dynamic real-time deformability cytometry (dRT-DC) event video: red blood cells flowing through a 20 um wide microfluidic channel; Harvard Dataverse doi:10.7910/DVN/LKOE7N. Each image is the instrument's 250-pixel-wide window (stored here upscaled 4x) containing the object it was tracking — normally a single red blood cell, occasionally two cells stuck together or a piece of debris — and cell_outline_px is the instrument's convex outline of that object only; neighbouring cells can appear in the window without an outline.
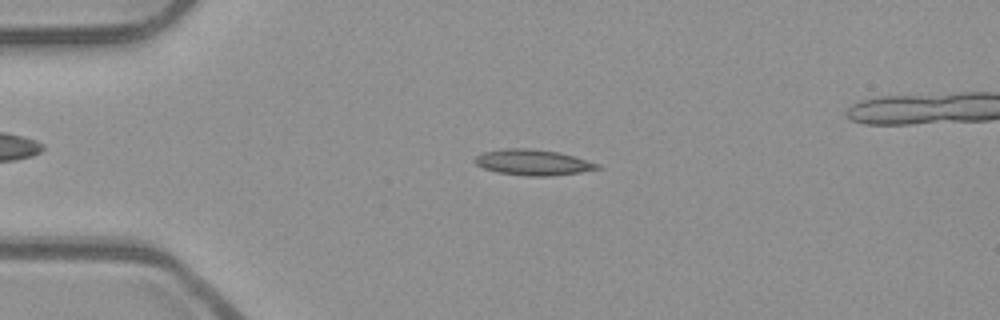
{"species": "common noctule bat (a hibernating species)", "species_latin": "Nyctalus noctula", "temperature_condition": "room temperature", "stored_images_in_passage": 46, "camera_frame_rate_fps": 3000, "um_per_image_px": 0.085, "animal": {"sex": "male", "body_mass_g": 23.1, "forearm_length_mm": 52.7}, "frame": {"image": 1, "passage_image": 8, "time_ms": 2.333, "image_size_px": [1000, 320], "cell_outline_px": [[604, 168], [580, 172], [552, 176], [528, 176], [496, 172], [484, 168], [476, 164], [472, 160], [476, 156], [484, 152], [504, 148], [532, 148], [560, 152], [600, 164]], "centroid_in_image_um": [45.32, 13.8], "position_along_channel_um": 39.7, "area_um2": 18.55}}
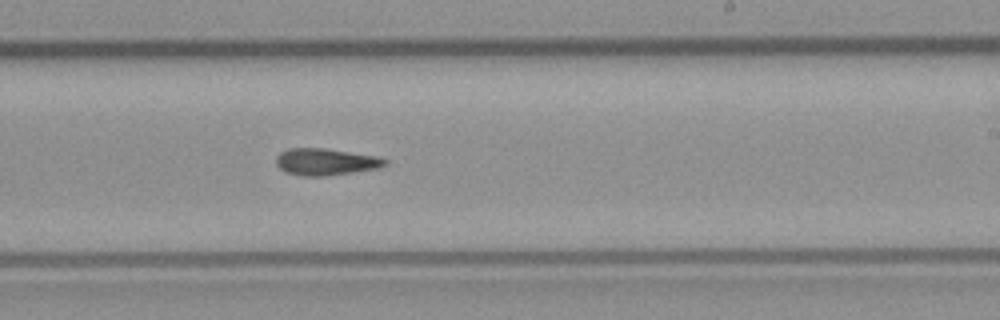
{"frame": {"image": 2, "passage_image": 27, "time_ms": 8.667, "image_size_px": [1000, 320], "cell_outline_px": [[388, 164], [376, 168], [352, 172], [324, 176], [304, 176], [284, 172], [276, 164], [276, 156], [280, 152], [288, 148], [324, 148], [376, 156], [388, 160]], "centroid_in_image_um": [27.64, 13.75], "position_along_channel_um": 261.4, "area_um2": 16.94}}
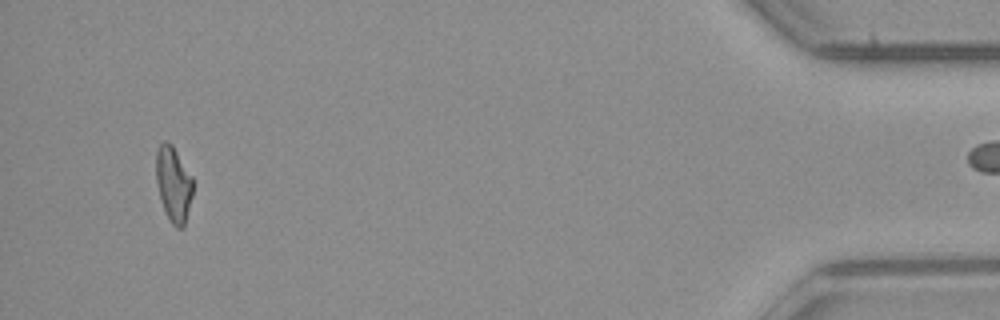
{"frame": {"image": 3, "passage_image": 45, "time_ms": 14.667, "image_size_px": [1000, 320], "cell_outline_px": [[192, 196], [184, 228], [176, 228], [172, 224], [160, 200], [156, 184], [156, 152], [160, 144], [164, 140], [172, 144], [192, 176]], "centroid_in_image_um": [14.74, 15.64], "position_along_channel_um": 420.5, "area_um2": 16.18}}